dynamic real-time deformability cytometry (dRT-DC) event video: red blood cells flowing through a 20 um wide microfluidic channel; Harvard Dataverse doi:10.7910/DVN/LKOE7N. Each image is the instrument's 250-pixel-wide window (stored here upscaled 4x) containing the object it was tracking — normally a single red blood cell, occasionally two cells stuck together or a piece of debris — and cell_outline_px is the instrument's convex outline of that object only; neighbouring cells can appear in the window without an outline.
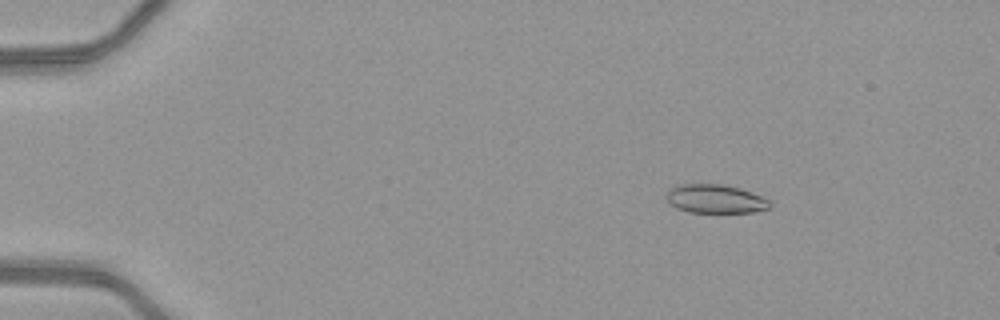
{"species": "common noctule bat (a hibernating species)", "species_latin": "Nyctalus noctula", "temperature_condition": "warm", "stored_images_in_passage": 52, "camera_frame_rate_fps": 3000, "um_per_image_px": 0.085, "animal": {"sex": "female", "body_mass_g": 21.9}, "frame": {"image": 1, "passage_image": 9, "time_ms": 2.667, "image_size_px": [1000, 320], "cell_outline_px": [[772, 204], [768, 208], [752, 212], [688, 212], [676, 208], [664, 196], [668, 188], [676, 184], [724, 184], [740, 188], [764, 196], [772, 200]], "centroid_in_image_um": [60.8, 16.88], "position_along_channel_um": 24.2, "area_um2": 17.63}}
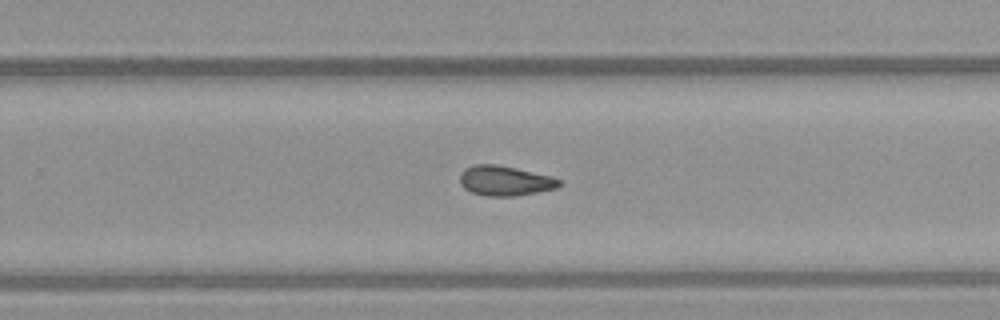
{"frame": {"image": 2, "passage_image": 35, "time_ms": 11.333, "image_size_px": [1000, 320], "cell_outline_px": [[560, 184], [556, 188], [516, 196], [484, 196], [472, 192], [464, 188], [460, 184], [460, 172], [464, 168], [476, 164], [496, 164], [516, 168], [552, 176], [560, 180]], "centroid_in_image_um": [42.88, 15.36], "position_along_channel_um": 286.9, "area_um2": 17.34}}
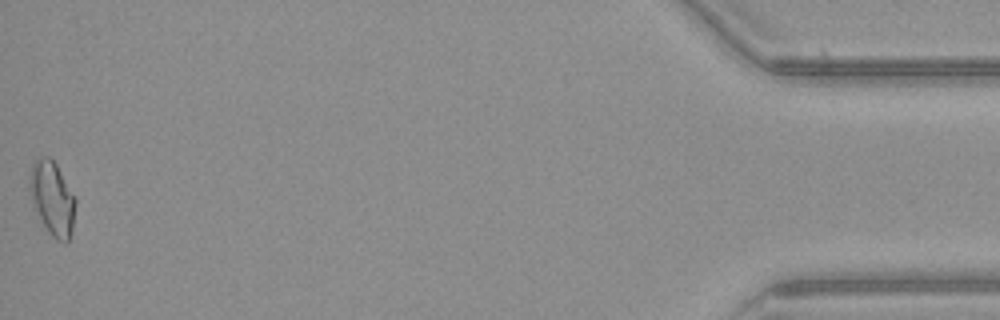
{"frame": {"image": 3, "passage_image": 52, "time_ms": 17.0, "image_size_px": [1000, 320], "cell_outline_px": [[76, 200], [72, 232], [68, 244], [64, 244], [56, 240], [48, 232], [32, 200], [28, 188], [28, 180], [32, 164], [40, 156], [48, 156], [56, 164]], "centroid_in_image_um": [4.45, 16.88], "position_along_channel_um": 430.8, "area_um2": 19.59}, "authors_computed_cell_mechanics": {"area_um2": 17.629, "velocity_mm_per_s": 4.1488, "shape_relaxation_time_tau1_ms": null, "shape_relaxation_time_tau2_ms": 5.6561, "deformation_change_tau1": null, "deformation_change_tau2": 0.1436}}